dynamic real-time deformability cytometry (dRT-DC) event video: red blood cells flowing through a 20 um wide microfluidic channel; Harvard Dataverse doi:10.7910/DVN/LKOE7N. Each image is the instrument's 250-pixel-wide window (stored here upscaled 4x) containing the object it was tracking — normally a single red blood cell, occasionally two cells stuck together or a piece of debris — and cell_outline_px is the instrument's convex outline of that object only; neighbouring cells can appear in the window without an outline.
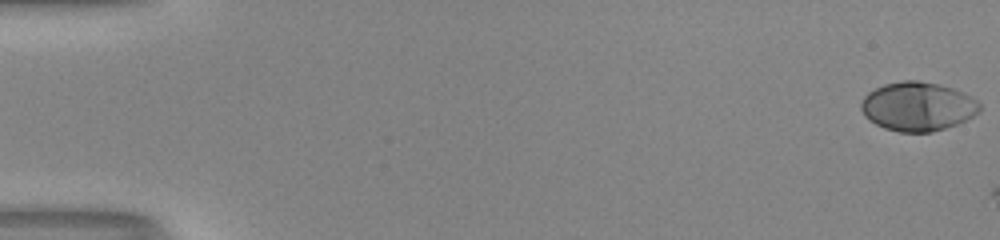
{"species": "human", "species_latin": "Homo sapiens", "temperature_condition": "room temperature", "stored_images_in_passage": 4, "camera_frame_rate_fps": 3000, "um_per_image_px": 0.085, "donor": {"sex": "male"}, "frame": {"image": 1, "passage_image": 1, "time_ms": 0.0, "image_size_px": [1000, 240], "cell_outline_px": [[980, 112], [956, 124], [932, 132], [900, 132], [884, 128], [868, 120], [864, 116], [860, 108], [860, 104], [864, 96], [868, 92], [884, 84], [900, 80], [916, 80], [936, 84], [952, 88], [964, 92], [976, 100], [980, 104]], "centroid_in_image_um": [77.97, 9.05], "position_along_channel_um": 7.0, "area_um2": 33.81}}